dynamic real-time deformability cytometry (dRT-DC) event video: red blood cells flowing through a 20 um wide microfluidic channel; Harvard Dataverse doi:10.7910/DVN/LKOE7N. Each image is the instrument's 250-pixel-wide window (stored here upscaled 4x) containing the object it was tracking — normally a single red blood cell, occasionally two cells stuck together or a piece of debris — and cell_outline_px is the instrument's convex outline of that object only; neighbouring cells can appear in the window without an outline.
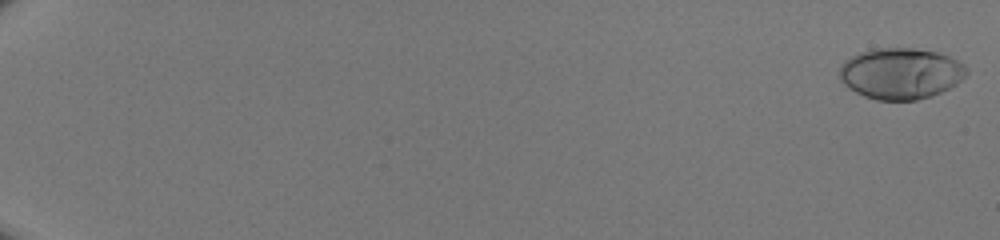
{"species": "human", "species_latin": "Homo sapiens", "temperature_condition": "room temperature", "stored_images_in_passage": 51, "camera_frame_rate_fps": 3000, "um_per_image_px": 0.085, "donor": {"sex": "male"}, "frame": {"image": 1, "passage_image": 1, "time_ms": 0.0, "image_size_px": [1000, 240], "cell_outline_px": [[968, 72], [956, 84], [932, 96], [916, 100], [876, 100], [864, 96], [848, 88], [840, 80], [840, 64], [844, 60], [860, 52], [872, 48], [912, 48], [936, 52], [948, 56], [964, 64], [968, 68]], "centroid_in_image_um": [76.54, 6.24], "position_along_channel_um": 8.5, "area_um2": 37.92}}
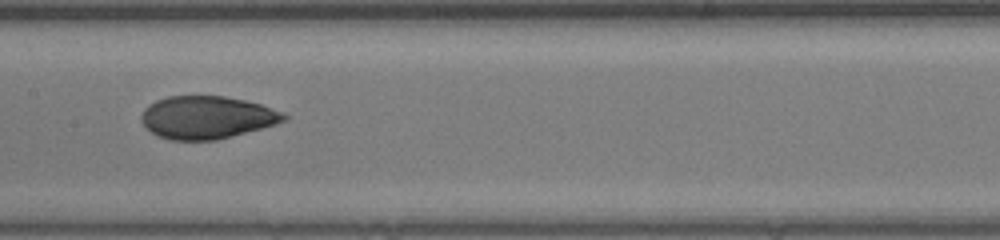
{"frame": {"image": 2, "passage_image": 30, "time_ms": 9.667, "image_size_px": [1000, 240], "cell_outline_px": [[288, 120], [276, 124], [216, 140], [168, 140], [156, 136], [140, 120], [140, 116], [144, 108], [148, 104], [156, 100], [168, 96], [224, 96], [244, 100], [260, 104], [284, 112], [288, 116]], "centroid_in_image_um": [17.57, 9.98], "position_along_channel_um": 189.8, "area_um2": 35.6}}
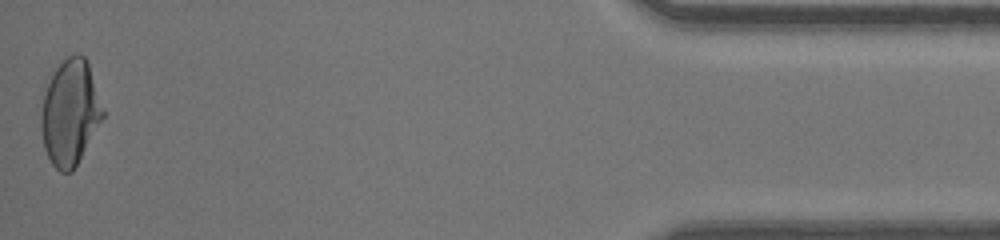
{"frame": {"image": 3, "passage_image": 51, "time_ms": 16.667, "image_size_px": [1000, 240], "cell_outline_px": [[104, 116], [72, 172], [60, 172], [52, 164], [44, 148], [40, 124], [40, 116], [44, 96], [48, 84], [56, 68], [68, 56], [76, 52], [84, 56], [88, 64], [104, 108]], "centroid_in_image_um": [5.96, 9.57], "position_along_channel_um": 429.2, "area_um2": 37.51}}